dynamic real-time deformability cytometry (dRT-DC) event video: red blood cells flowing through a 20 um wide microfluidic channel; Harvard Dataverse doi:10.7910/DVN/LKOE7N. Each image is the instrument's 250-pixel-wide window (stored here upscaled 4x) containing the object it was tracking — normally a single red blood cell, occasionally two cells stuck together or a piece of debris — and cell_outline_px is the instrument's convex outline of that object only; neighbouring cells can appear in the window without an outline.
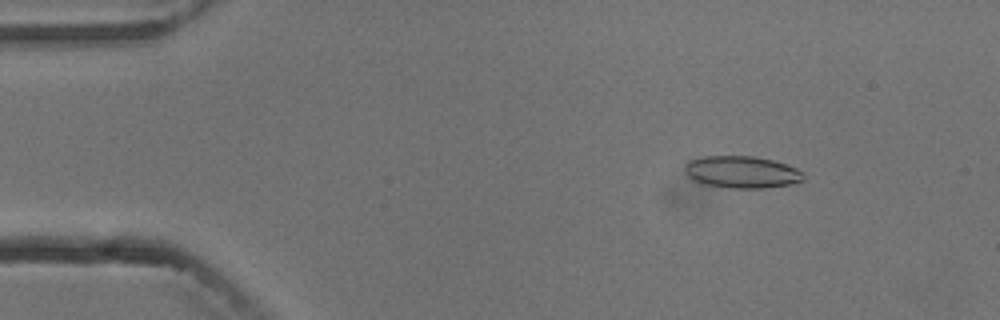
{"species": "common noctule bat (a hibernating species)", "species_latin": "Nyctalus noctula", "temperature_condition": "cold", "stored_images_in_passage": 7, "camera_frame_rate_fps": 3000, "um_per_image_px": 0.085, "animal": {"sex": "male", "body_mass_g": 13.3}, "frame": {"image": 1, "passage_image": 2, "time_ms": 1.333, "image_size_px": [1000, 320], "cell_outline_px": [[804, 180], [792, 184], [764, 188], [732, 188], [704, 184], [692, 180], [688, 176], [684, 168], [688, 160], [704, 156], [756, 156], [772, 160], [796, 168], [804, 172]], "centroid_in_image_um": [63.05, 14.62], "position_along_channel_um": 21.9, "area_um2": 22.25}}
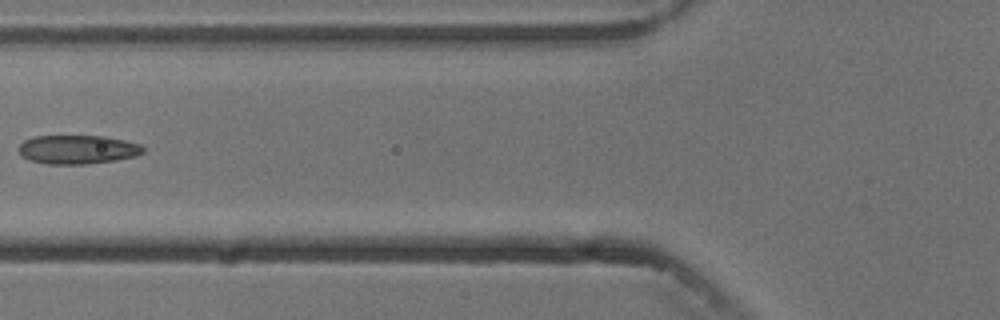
{"frame": {"image": 2, "passage_image": 6, "time_ms": 6.0, "image_size_px": [1000, 320], "cell_outline_px": [[144, 152], [136, 156], [116, 160], [84, 164], [48, 164], [32, 160], [24, 156], [20, 152], [20, 144], [24, 140], [32, 136], [104, 136], [124, 140], [140, 144], [144, 148]], "centroid_in_image_um": [6.63, 12.7], "position_along_channel_um": 119.2, "area_um2": 20.75}}
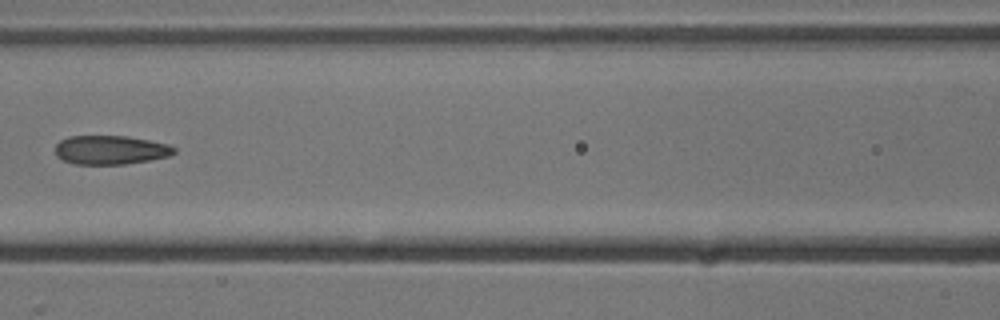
{"frame": {"image": 3, "passage_image": 7, "time_ms": 7.0, "image_size_px": [1000, 320], "cell_outline_px": [[176, 152], [168, 156], [148, 160], [124, 164], [76, 164], [64, 160], [56, 156], [56, 144], [60, 140], [68, 136], [128, 136], [168, 144], [176, 148]], "centroid_in_image_um": [9.39, 12.74], "position_along_channel_um": 157.2, "area_um2": 19.94}}